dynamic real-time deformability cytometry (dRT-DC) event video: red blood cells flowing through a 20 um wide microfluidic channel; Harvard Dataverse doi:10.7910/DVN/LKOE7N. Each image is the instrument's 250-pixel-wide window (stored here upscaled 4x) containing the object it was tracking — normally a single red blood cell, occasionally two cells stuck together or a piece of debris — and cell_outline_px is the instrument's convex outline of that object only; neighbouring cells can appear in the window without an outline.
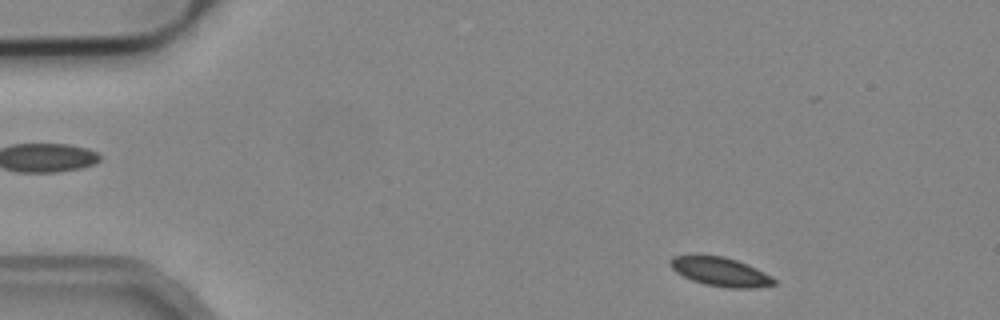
{"species": "common noctule bat (a hibernating species)", "species_latin": "Nyctalus noctula", "temperature_condition": "cold", "stored_images_in_passage": 50, "camera_frame_rate_fps": 3000, "um_per_image_px": 0.085, "animal": {"sex": "male", "body_mass_g": 19.2, "forearm_length_mm": 51.8}, "frame": {"image": 1, "passage_image": 3, "time_ms": 0.667, "image_size_px": [1000, 320], "cell_outline_px": [[776, 284], [756, 288], [728, 288], [704, 284], [692, 280], [676, 272], [668, 264], [672, 256], [724, 256], [736, 260], [756, 268], [772, 276], [776, 280]], "centroid_in_image_um": [61.26, 23.11], "position_along_channel_um": 23.7, "area_um2": 17.34}}
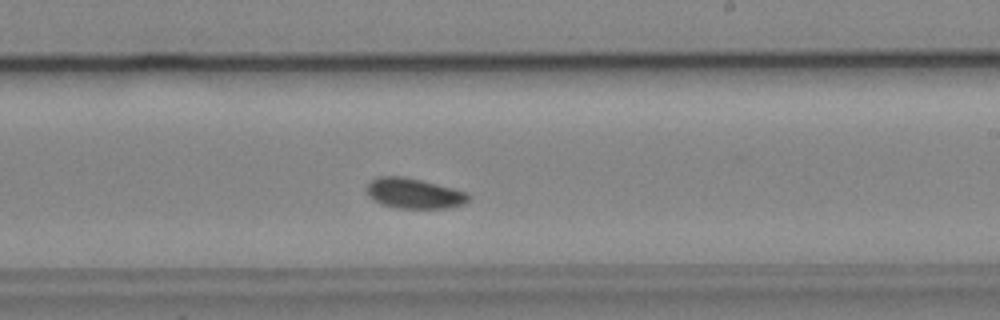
{"frame": {"image": 2, "passage_image": 28, "time_ms": 9.0, "image_size_px": [1000, 320], "cell_outline_px": [[468, 200], [464, 204], [448, 208], [396, 208], [380, 204], [372, 200], [368, 196], [368, 184], [372, 180], [380, 176], [404, 176], [468, 192]], "centroid_in_image_um": [35.18, 16.45], "position_along_channel_um": 253.8, "area_um2": 17.86}}
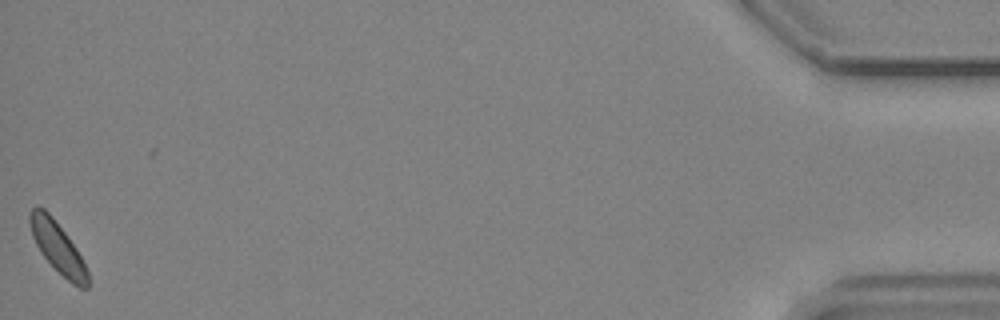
{"frame": {"image": 3, "passage_image": 50, "time_ms": 16.333, "image_size_px": [1000, 320], "cell_outline_px": [[88, 288], [80, 288], [72, 284], [40, 252], [32, 236], [28, 220], [28, 216], [32, 208], [36, 204], [44, 208], [52, 216], [76, 248], [88, 272]], "centroid_in_image_um": [4.87, 20.98], "position_along_channel_um": 430.3, "area_um2": 16.82}}